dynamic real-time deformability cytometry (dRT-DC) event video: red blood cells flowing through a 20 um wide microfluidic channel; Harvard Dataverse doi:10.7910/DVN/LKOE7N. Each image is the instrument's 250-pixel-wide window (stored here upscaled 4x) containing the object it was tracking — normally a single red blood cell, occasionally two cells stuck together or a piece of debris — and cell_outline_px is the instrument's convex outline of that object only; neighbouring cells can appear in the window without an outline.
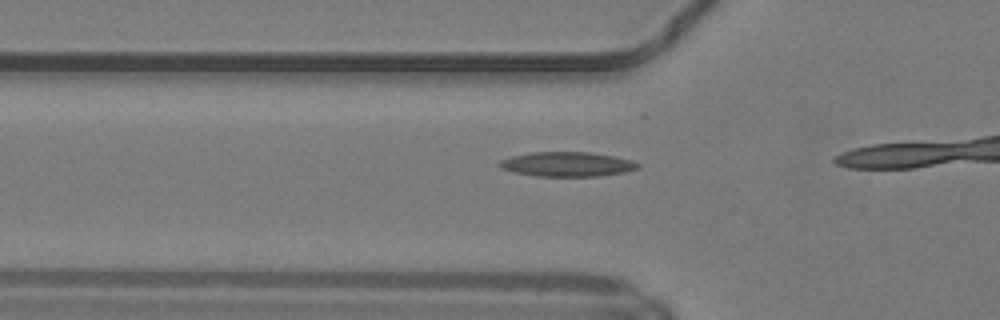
{"species": "common noctule bat (a hibernating species)", "species_latin": "Nyctalus noctula", "temperature_condition": "warm", "stored_images_in_passage": 7, "camera_frame_rate_fps": 3000, "um_per_image_px": 0.085, "animal": {"sex": "male", "body_mass_g": 19.2, "forearm_length_mm": 51.8}, "frame": {"image": 1, "passage_image": 5, "time_ms": 1.333, "image_size_px": [1000, 320], "cell_outline_px": [[640, 168], [624, 172], [600, 176], [536, 176], [516, 172], [500, 168], [496, 164], [500, 160], [512, 156], [532, 152], [588, 152], [612, 156], [632, 160], [640, 164]], "centroid_in_image_um": [48.2, 13.96], "position_along_channel_um": 77.6, "area_um2": 19.77}}